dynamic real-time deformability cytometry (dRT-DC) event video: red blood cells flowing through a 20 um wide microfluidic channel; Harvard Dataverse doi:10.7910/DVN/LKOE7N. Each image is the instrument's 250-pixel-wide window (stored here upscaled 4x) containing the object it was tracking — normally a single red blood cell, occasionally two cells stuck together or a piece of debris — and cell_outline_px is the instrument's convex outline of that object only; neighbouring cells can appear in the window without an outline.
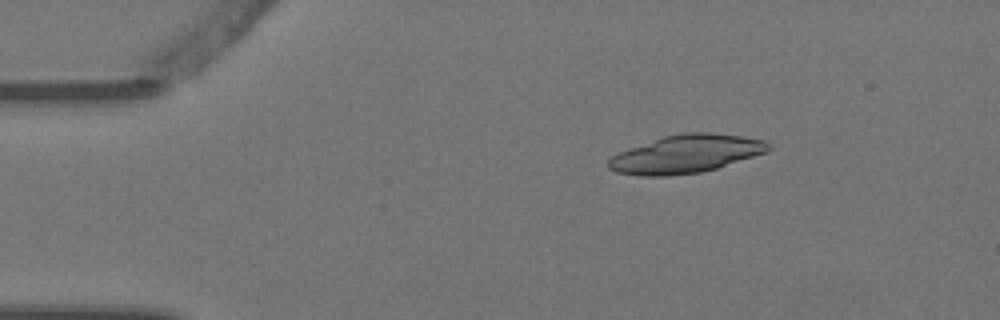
{"species": "Egyptian fruit bat (a non-hibernating species)", "species_latin": "Rousettus aegyptiacus", "temperature_condition": "warm", "stored_images_in_passage": 5, "camera_frame_rate_fps": 3000, "um_per_image_px": 0.085, "animal": {"sex": "female"}, "frame": {"image": 1, "passage_image": 3, "time_ms": 0.667, "image_size_px": [1000, 320], "cell_outline_px": [[772, 148], [768, 152], [716, 168], [700, 172], [668, 176], [640, 176], [616, 172], [608, 168], [608, 160], [612, 156], [620, 152], [664, 136], [684, 132], [708, 132], [740, 136], [764, 140], [772, 144]], "centroid_in_image_um": [58.34, 13.09], "position_along_channel_um": 26.7, "area_um2": 35.32}}